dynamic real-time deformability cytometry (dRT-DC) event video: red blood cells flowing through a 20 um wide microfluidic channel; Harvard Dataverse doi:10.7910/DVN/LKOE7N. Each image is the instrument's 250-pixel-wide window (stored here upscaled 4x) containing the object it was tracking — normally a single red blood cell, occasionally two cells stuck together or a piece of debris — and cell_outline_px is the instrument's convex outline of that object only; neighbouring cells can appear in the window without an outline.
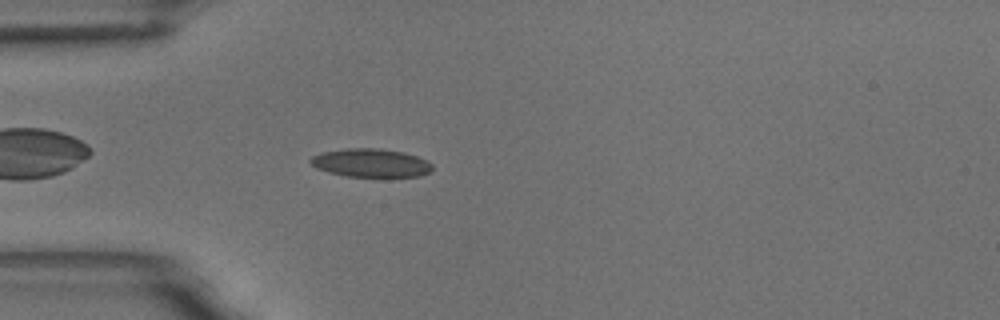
{"species": "common noctule bat (a hibernating species)", "species_latin": "Nyctalus noctula", "temperature_condition": "room temperature", "stored_images_in_passage": 19, "camera_frame_rate_fps": 3000, "um_per_image_px": 0.085, "animal": {"sex": "male", "body_mass_g": 18.8}, "frame": {"image": 1, "passage_image": 4, "time_ms": 1.0, "image_size_px": [1000, 320], "cell_outline_px": [[432, 172], [420, 176], [348, 176], [328, 172], [316, 168], [308, 160], [312, 156], [320, 152], [348, 148], [380, 148], [404, 152], [428, 160], [432, 164]], "centroid_in_image_um": [31.53, 13.83], "position_along_channel_um": 53.5, "area_um2": 20.23}}